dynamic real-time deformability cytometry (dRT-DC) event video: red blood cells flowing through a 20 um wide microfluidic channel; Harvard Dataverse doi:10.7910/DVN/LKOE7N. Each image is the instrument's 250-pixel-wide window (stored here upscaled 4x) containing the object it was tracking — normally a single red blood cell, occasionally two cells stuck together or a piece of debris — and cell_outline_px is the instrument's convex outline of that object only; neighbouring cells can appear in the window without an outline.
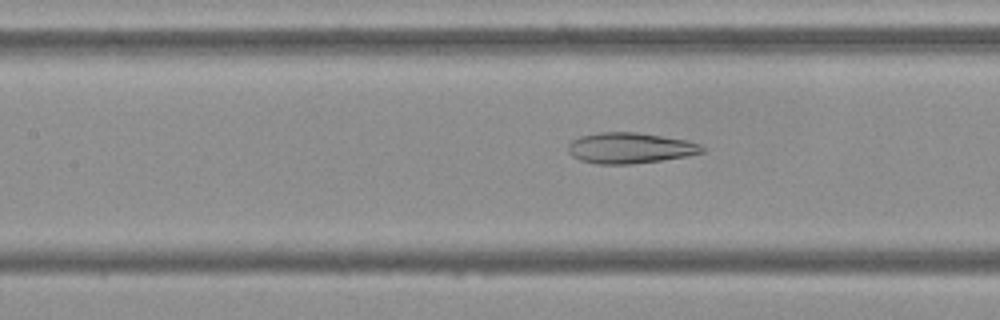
{"species": "Egyptian fruit bat (a non-hibernating species)", "species_latin": "Rousettus aegyptiacus", "temperature_condition": "cold", "stored_images_in_passage": 51, "camera_frame_rate_fps": 3000, "um_per_image_px": 0.085, "frame": {"image": 1, "passage_image": 23, "time_ms": 7.333, "image_size_px": [1000, 320], "cell_outline_px": [[704, 152], [688, 156], [632, 164], [596, 164], [580, 160], [572, 156], [568, 152], [568, 144], [572, 140], [580, 136], [600, 132], [636, 132], [688, 140], [700, 144], [704, 148]], "centroid_in_image_um": [53.54, 12.58], "position_along_channel_um": 153.9, "area_um2": 24.1}}
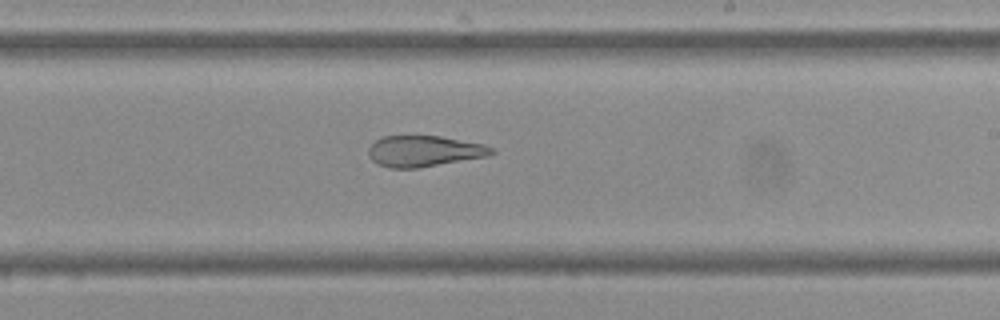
{"frame": {"image": 2, "passage_image": 31, "time_ms": 10.0, "image_size_px": [1000, 320], "cell_outline_px": [[496, 152], [488, 156], [420, 168], [388, 168], [372, 160], [368, 156], [368, 148], [376, 140], [384, 136], [440, 136], [484, 144], [492, 148]], "centroid_in_image_um": [36.05, 12.85], "position_along_channel_um": 252.9, "area_um2": 22.25}}
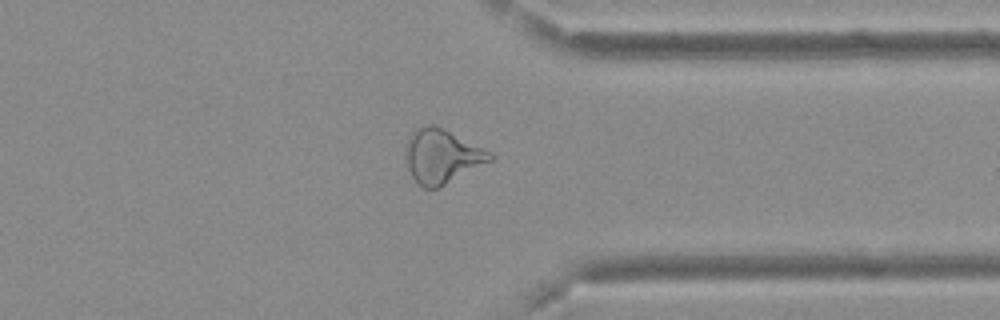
{"frame": {"image": 3, "passage_image": 41, "time_ms": 13.333, "image_size_px": [1000, 320], "cell_outline_px": [[496, 156], [492, 160], [436, 188], [424, 188], [412, 176], [408, 168], [404, 144], [408, 136], [412, 132], [424, 124], [436, 124]], "centroid_in_image_um": [37.5, 13.24], "position_along_channel_um": 373.9, "area_um2": 26.07}}